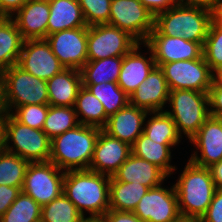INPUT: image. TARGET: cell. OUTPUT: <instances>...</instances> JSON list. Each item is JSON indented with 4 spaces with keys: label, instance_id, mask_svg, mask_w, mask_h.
Instances as JSON below:
<instances>
[{
    "label": "cell",
    "instance_id": "6da1fadb",
    "mask_svg": "<svg viewBox=\"0 0 222 222\" xmlns=\"http://www.w3.org/2000/svg\"><path fill=\"white\" fill-rule=\"evenodd\" d=\"M110 176L89 169L66 171L63 193L78 211L90 213V218L102 217L109 210ZM85 210V212H84Z\"/></svg>",
    "mask_w": 222,
    "mask_h": 222
},
{
    "label": "cell",
    "instance_id": "7a4b0ae2",
    "mask_svg": "<svg viewBox=\"0 0 222 222\" xmlns=\"http://www.w3.org/2000/svg\"><path fill=\"white\" fill-rule=\"evenodd\" d=\"M215 11L176 3L155 16L154 29L150 35L183 37L187 41L204 46Z\"/></svg>",
    "mask_w": 222,
    "mask_h": 222
},
{
    "label": "cell",
    "instance_id": "3957f363",
    "mask_svg": "<svg viewBox=\"0 0 222 222\" xmlns=\"http://www.w3.org/2000/svg\"><path fill=\"white\" fill-rule=\"evenodd\" d=\"M102 129L79 124L51 140L49 161L60 170H87L93 158L94 147Z\"/></svg>",
    "mask_w": 222,
    "mask_h": 222
},
{
    "label": "cell",
    "instance_id": "277c9868",
    "mask_svg": "<svg viewBox=\"0 0 222 222\" xmlns=\"http://www.w3.org/2000/svg\"><path fill=\"white\" fill-rule=\"evenodd\" d=\"M182 217L201 219L209 207L216 187L209 168L188 160L174 184Z\"/></svg>",
    "mask_w": 222,
    "mask_h": 222
},
{
    "label": "cell",
    "instance_id": "5b68a950",
    "mask_svg": "<svg viewBox=\"0 0 222 222\" xmlns=\"http://www.w3.org/2000/svg\"><path fill=\"white\" fill-rule=\"evenodd\" d=\"M170 110H165L176 124L179 135L182 132L189 141L210 117L208 92L193 90H172L169 92Z\"/></svg>",
    "mask_w": 222,
    "mask_h": 222
},
{
    "label": "cell",
    "instance_id": "8992f818",
    "mask_svg": "<svg viewBox=\"0 0 222 222\" xmlns=\"http://www.w3.org/2000/svg\"><path fill=\"white\" fill-rule=\"evenodd\" d=\"M4 149L29 162H45L50 159L51 139L43 130L28 127L5 112Z\"/></svg>",
    "mask_w": 222,
    "mask_h": 222
},
{
    "label": "cell",
    "instance_id": "52a82bcc",
    "mask_svg": "<svg viewBox=\"0 0 222 222\" xmlns=\"http://www.w3.org/2000/svg\"><path fill=\"white\" fill-rule=\"evenodd\" d=\"M3 73L7 113L22 105L49 104L46 80L31 75L18 65L9 67Z\"/></svg>",
    "mask_w": 222,
    "mask_h": 222
},
{
    "label": "cell",
    "instance_id": "ba28073f",
    "mask_svg": "<svg viewBox=\"0 0 222 222\" xmlns=\"http://www.w3.org/2000/svg\"><path fill=\"white\" fill-rule=\"evenodd\" d=\"M156 66L162 70L170 91L209 92L215 78L204 56L199 59L156 64Z\"/></svg>",
    "mask_w": 222,
    "mask_h": 222
},
{
    "label": "cell",
    "instance_id": "9c48e42d",
    "mask_svg": "<svg viewBox=\"0 0 222 222\" xmlns=\"http://www.w3.org/2000/svg\"><path fill=\"white\" fill-rule=\"evenodd\" d=\"M139 42L128 32L109 24L87 27V60L123 57Z\"/></svg>",
    "mask_w": 222,
    "mask_h": 222
},
{
    "label": "cell",
    "instance_id": "30bf717a",
    "mask_svg": "<svg viewBox=\"0 0 222 222\" xmlns=\"http://www.w3.org/2000/svg\"><path fill=\"white\" fill-rule=\"evenodd\" d=\"M64 174L65 171L51 161L30 162L22 192L42 207L63 193Z\"/></svg>",
    "mask_w": 222,
    "mask_h": 222
},
{
    "label": "cell",
    "instance_id": "8fae6325",
    "mask_svg": "<svg viewBox=\"0 0 222 222\" xmlns=\"http://www.w3.org/2000/svg\"><path fill=\"white\" fill-rule=\"evenodd\" d=\"M154 15L139 0H112L108 24L145 43L154 29Z\"/></svg>",
    "mask_w": 222,
    "mask_h": 222
},
{
    "label": "cell",
    "instance_id": "7c38bea8",
    "mask_svg": "<svg viewBox=\"0 0 222 222\" xmlns=\"http://www.w3.org/2000/svg\"><path fill=\"white\" fill-rule=\"evenodd\" d=\"M143 222H174L181 217L174 185L150 188L133 211Z\"/></svg>",
    "mask_w": 222,
    "mask_h": 222
},
{
    "label": "cell",
    "instance_id": "4fadbf2b",
    "mask_svg": "<svg viewBox=\"0 0 222 222\" xmlns=\"http://www.w3.org/2000/svg\"><path fill=\"white\" fill-rule=\"evenodd\" d=\"M17 65L46 81L65 69L46 39L24 40Z\"/></svg>",
    "mask_w": 222,
    "mask_h": 222
},
{
    "label": "cell",
    "instance_id": "5bb4252c",
    "mask_svg": "<svg viewBox=\"0 0 222 222\" xmlns=\"http://www.w3.org/2000/svg\"><path fill=\"white\" fill-rule=\"evenodd\" d=\"M52 52L65 69L80 70L87 60V27L66 29L48 35Z\"/></svg>",
    "mask_w": 222,
    "mask_h": 222
},
{
    "label": "cell",
    "instance_id": "9a60e30c",
    "mask_svg": "<svg viewBox=\"0 0 222 222\" xmlns=\"http://www.w3.org/2000/svg\"><path fill=\"white\" fill-rule=\"evenodd\" d=\"M197 150L189 161L199 167H210L222 160V118L210 117L200 127L197 134L189 141Z\"/></svg>",
    "mask_w": 222,
    "mask_h": 222
},
{
    "label": "cell",
    "instance_id": "2e32d148",
    "mask_svg": "<svg viewBox=\"0 0 222 222\" xmlns=\"http://www.w3.org/2000/svg\"><path fill=\"white\" fill-rule=\"evenodd\" d=\"M132 153L128 143L100 131L89 170L112 177Z\"/></svg>",
    "mask_w": 222,
    "mask_h": 222
},
{
    "label": "cell",
    "instance_id": "e0dca14e",
    "mask_svg": "<svg viewBox=\"0 0 222 222\" xmlns=\"http://www.w3.org/2000/svg\"><path fill=\"white\" fill-rule=\"evenodd\" d=\"M145 44L152 50L155 64L193 60L203 56L200 43L187 41L183 37L149 35Z\"/></svg>",
    "mask_w": 222,
    "mask_h": 222
},
{
    "label": "cell",
    "instance_id": "ac0fdd59",
    "mask_svg": "<svg viewBox=\"0 0 222 222\" xmlns=\"http://www.w3.org/2000/svg\"><path fill=\"white\" fill-rule=\"evenodd\" d=\"M169 88L162 70L155 66L139 87L129 96L130 104L148 113L164 111L169 99Z\"/></svg>",
    "mask_w": 222,
    "mask_h": 222
},
{
    "label": "cell",
    "instance_id": "d6986e66",
    "mask_svg": "<svg viewBox=\"0 0 222 222\" xmlns=\"http://www.w3.org/2000/svg\"><path fill=\"white\" fill-rule=\"evenodd\" d=\"M147 115L150 113L129 103L110 116L102 130L109 136L132 146L143 133L144 127L142 126H144Z\"/></svg>",
    "mask_w": 222,
    "mask_h": 222
},
{
    "label": "cell",
    "instance_id": "ffe728a7",
    "mask_svg": "<svg viewBox=\"0 0 222 222\" xmlns=\"http://www.w3.org/2000/svg\"><path fill=\"white\" fill-rule=\"evenodd\" d=\"M141 45L143 44H137L129 53L123 56L117 84L128 96L146 80L148 74L156 66L152 50L144 43L151 54L147 58L138 51L141 49Z\"/></svg>",
    "mask_w": 222,
    "mask_h": 222
},
{
    "label": "cell",
    "instance_id": "44dd1931",
    "mask_svg": "<svg viewBox=\"0 0 222 222\" xmlns=\"http://www.w3.org/2000/svg\"><path fill=\"white\" fill-rule=\"evenodd\" d=\"M50 16L49 2L27 1L11 18L24 40L46 39Z\"/></svg>",
    "mask_w": 222,
    "mask_h": 222
},
{
    "label": "cell",
    "instance_id": "7402d4cb",
    "mask_svg": "<svg viewBox=\"0 0 222 222\" xmlns=\"http://www.w3.org/2000/svg\"><path fill=\"white\" fill-rule=\"evenodd\" d=\"M116 181L135 183L145 185L148 188H154L166 180L168 176L157 165L146 161L145 159L129 155L127 160L119 167L118 171L112 176Z\"/></svg>",
    "mask_w": 222,
    "mask_h": 222
},
{
    "label": "cell",
    "instance_id": "603a6c76",
    "mask_svg": "<svg viewBox=\"0 0 222 222\" xmlns=\"http://www.w3.org/2000/svg\"><path fill=\"white\" fill-rule=\"evenodd\" d=\"M82 87L80 70L64 69L47 81L49 105L72 107Z\"/></svg>",
    "mask_w": 222,
    "mask_h": 222
},
{
    "label": "cell",
    "instance_id": "cb8c5ba5",
    "mask_svg": "<svg viewBox=\"0 0 222 222\" xmlns=\"http://www.w3.org/2000/svg\"><path fill=\"white\" fill-rule=\"evenodd\" d=\"M49 7L47 36L66 29L88 27L78 0H54L49 2Z\"/></svg>",
    "mask_w": 222,
    "mask_h": 222
},
{
    "label": "cell",
    "instance_id": "d4e9b609",
    "mask_svg": "<svg viewBox=\"0 0 222 222\" xmlns=\"http://www.w3.org/2000/svg\"><path fill=\"white\" fill-rule=\"evenodd\" d=\"M24 39L11 17H0V70L17 65Z\"/></svg>",
    "mask_w": 222,
    "mask_h": 222
},
{
    "label": "cell",
    "instance_id": "484cf974",
    "mask_svg": "<svg viewBox=\"0 0 222 222\" xmlns=\"http://www.w3.org/2000/svg\"><path fill=\"white\" fill-rule=\"evenodd\" d=\"M177 144H159L142 133L131 146L132 153L146 161L157 165L168 176L177 168L171 163V148Z\"/></svg>",
    "mask_w": 222,
    "mask_h": 222
},
{
    "label": "cell",
    "instance_id": "4316f807",
    "mask_svg": "<svg viewBox=\"0 0 222 222\" xmlns=\"http://www.w3.org/2000/svg\"><path fill=\"white\" fill-rule=\"evenodd\" d=\"M149 189L145 185L116 181L110 177L109 209L133 212Z\"/></svg>",
    "mask_w": 222,
    "mask_h": 222
},
{
    "label": "cell",
    "instance_id": "83f0119b",
    "mask_svg": "<svg viewBox=\"0 0 222 222\" xmlns=\"http://www.w3.org/2000/svg\"><path fill=\"white\" fill-rule=\"evenodd\" d=\"M74 109L79 124L100 129H103L107 124L108 117L105 114V109L101 101L84 86H82L78 92ZM79 116L81 118H79Z\"/></svg>",
    "mask_w": 222,
    "mask_h": 222
},
{
    "label": "cell",
    "instance_id": "f1b7e54d",
    "mask_svg": "<svg viewBox=\"0 0 222 222\" xmlns=\"http://www.w3.org/2000/svg\"><path fill=\"white\" fill-rule=\"evenodd\" d=\"M123 57H109L101 60L87 61L80 69L82 84H100L117 82Z\"/></svg>",
    "mask_w": 222,
    "mask_h": 222
},
{
    "label": "cell",
    "instance_id": "f546056e",
    "mask_svg": "<svg viewBox=\"0 0 222 222\" xmlns=\"http://www.w3.org/2000/svg\"><path fill=\"white\" fill-rule=\"evenodd\" d=\"M152 114L147 123H144L143 133L159 144H179L182 137L171 116L165 110L150 112Z\"/></svg>",
    "mask_w": 222,
    "mask_h": 222
},
{
    "label": "cell",
    "instance_id": "4dcf8cb0",
    "mask_svg": "<svg viewBox=\"0 0 222 222\" xmlns=\"http://www.w3.org/2000/svg\"><path fill=\"white\" fill-rule=\"evenodd\" d=\"M98 98L109 118L130 103V97L119 87L117 82L100 84H82Z\"/></svg>",
    "mask_w": 222,
    "mask_h": 222
},
{
    "label": "cell",
    "instance_id": "1f68e13d",
    "mask_svg": "<svg viewBox=\"0 0 222 222\" xmlns=\"http://www.w3.org/2000/svg\"><path fill=\"white\" fill-rule=\"evenodd\" d=\"M29 161L6 151H0V186L19 187L22 190Z\"/></svg>",
    "mask_w": 222,
    "mask_h": 222
},
{
    "label": "cell",
    "instance_id": "d6a6232c",
    "mask_svg": "<svg viewBox=\"0 0 222 222\" xmlns=\"http://www.w3.org/2000/svg\"><path fill=\"white\" fill-rule=\"evenodd\" d=\"M79 125L74 106H49L42 130L52 140L54 137Z\"/></svg>",
    "mask_w": 222,
    "mask_h": 222
},
{
    "label": "cell",
    "instance_id": "836d02e7",
    "mask_svg": "<svg viewBox=\"0 0 222 222\" xmlns=\"http://www.w3.org/2000/svg\"><path fill=\"white\" fill-rule=\"evenodd\" d=\"M84 216L62 193L48 204L42 206L41 222H82Z\"/></svg>",
    "mask_w": 222,
    "mask_h": 222
},
{
    "label": "cell",
    "instance_id": "e575fe53",
    "mask_svg": "<svg viewBox=\"0 0 222 222\" xmlns=\"http://www.w3.org/2000/svg\"><path fill=\"white\" fill-rule=\"evenodd\" d=\"M41 209L31 196L21 192L0 218V222H39Z\"/></svg>",
    "mask_w": 222,
    "mask_h": 222
},
{
    "label": "cell",
    "instance_id": "d590c367",
    "mask_svg": "<svg viewBox=\"0 0 222 222\" xmlns=\"http://www.w3.org/2000/svg\"><path fill=\"white\" fill-rule=\"evenodd\" d=\"M203 56L214 74L222 69V23L216 17L210 24Z\"/></svg>",
    "mask_w": 222,
    "mask_h": 222
},
{
    "label": "cell",
    "instance_id": "8d00e7d4",
    "mask_svg": "<svg viewBox=\"0 0 222 222\" xmlns=\"http://www.w3.org/2000/svg\"><path fill=\"white\" fill-rule=\"evenodd\" d=\"M49 104H29L16 107L10 113L20 123L42 130L48 113ZM15 112V113H14Z\"/></svg>",
    "mask_w": 222,
    "mask_h": 222
},
{
    "label": "cell",
    "instance_id": "74e56055",
    "mask_svg": "<svg viewBox=\"0 0 222 222\" xmlns=\"http://www.w3.org/2000/svg\"><path fill=\"white\" fill-rule=\"evenodd\" d=\"M112 0H78L87 26L108 24Z\"/></svg>",
    "mask_w": 222,
    "mask_h": 222
},
{
    "label": "cell",
    "instance_id": "f35d334b",
    "mask_svg": "<svg viewBox=\"0 0 222 222\" xmlns=\"http://www.w3.org/2000/svg\"><path fill=\"white\" fill-rule=\"evenodd\" d=\"M210 115L222 118V84L214 78L208 92Z\"/></svg>",
    "mask_w": 222,
    "mask_h": 222
},
{
    "label": "cell",
    "instance_id": "ab89813d",
    "mask_svg": "<svg viewBox=\"0 0 222 222\" xmlns=\"http://www.w3.org/2000/svg\"><path fill=\"white\" fill-rule=\"evenodd\" d=\"M201 222H222V189H216L206 213Z\"/></svg>",
    "mask_w": 222,
    "mask_h": 222
},
{
    "label": "cell",
    "instance_id": "60d3db41",
    "mask_svg": "<svg viewBox=\"0 0 222 222\" xmlns=\"http://www.w3.org/2000/svg\"><path fill=\"white\" fill-rule=\"evenodd\" d=\"M22 192L19 187L0 186V218Z\"/></svg>",
    "mask_w": 222,
    "mask_h": 222
},
{
    "label": "cell",
    "instance_id": "b9f144b4",
    "mask_svg": "<svg viewBox=\"0 0 222 222\" xmlns=\"http://www.w3.org/2000/svg\"><path fill=\"white\" fill-rule=\"evenodd\" d=\"M105 222H143L133 212L109 209L103 216Z\"/></svg>",
    "mask_w": 222,
    "mask_h": 222
},
{
    "label": "cell",
    "instance_id": "7bdbcfd3",
    "mask_svg": "<svg viewBox=\"0 0 222 222\" xmlns=\"http://www.w3.org/2000/svg\"><path fill=\"white\" fill-rule=\"evenodd\" d=\"M153 15L154 17L169 8L173 7L177 2L176 0H139Z\"/></svg>",
    "mask_w": 222,
    "mask_h": 222
},
{
    "label": "cell",
    "instance_id": "ee69618b",
    "mask_svg": "<svg viewBox=\"0 0 222 222\" xmlns=\"http://www.w3.org/2000/svg\"><path fill=\"white\" fill-rule=\"evenodd\" d=\"M29 0H0V17L13 16Z\"/></svg>",
    "mask_w": 222,
    "mask_h": 222
},
{
    "label": "cell",
    "instance_id": "f6af8a7d",
    "mask_svg": "<svg viewBox=\"0 0 222 222\" xmlns=\"http://www.w3.org/2000/svg\"><path fill=\"white\" fill-rule=\"evenodd\" d=\"M176 2L187 6L203 7L216 12L222 0H176Z\"/></svg>",
    "mask_w": 222,
    "mask_h": 222
},
{
    "label": "cell",
    "instance_id": "bcb514c9",
    "mask_svg": "<svg viewBox=\"0 0 222 222\" xmlns=\"http://www.w3.org/2000/svg\"><path fill=\"white\" fill-rule=\"evenodd\" d=\"M216 189H222V160L208 167Z\"/></svg>",
    "mask_w": 222,
    "mask_h": 222
},
{
    "label": "cell",
    "instance_id": "7dc6e473",
    "mask_svg": "<svg viewBox=\"0 0 222 222\" xmlns=\"http://www.w3.org/2000/svg\"><path fill=\"white\" fill-rule=\"evenodd\" d=\"M6 112L5 98V77L3 71L0 70V113Z\"/></svg>",
    "mask_w": 222,
    "mask_h": 222
},
{
    "label": "cell",
    "instance_id": "c3c4849f",
    "mask_svg": "<svg viewBox=\"0 0 222 222\" xmlns=\"http://www.w3.org/2000/svg\"><path fill=\"white\" fill-rule=\"evenodd\" d=\"M4 150V113H0V151Z\"/></svg>",
    "mask_w": 222,
    "mask_h": 222
},
{
    "label": "cell",
    "instance_id": "681fc988",
    "mask_svg": "<svg viewBox=\"0 0 222 222\" xmlns=\"http://www.w3.org/2000/svg\"><path fill=\"white\" fill-rule=\"evenodd\" d=\"M174 222H201L200 219L190 218V217H180L178 220Z\"/></svg>",
    "mask_w": 222,
    "mask_h": 222
},
{
    "label": "cell",
    "instance_id": "f907efd6",
    "mask_svg": "<svg viewBox=\"0 0 222 222\" xmlns=\"http://www.w3.org/2000/svg\"><path fill=\"white\" fill-rule=\"evenodd\" d=\"M82 222H105L102 217H85Z\"/></svg>",
    "mask_w": 222,
    "mask_h": 222
},
{
    "label": "cell",
    "instance_id": "816d5d0a",
    "mask_svg": "<svg viewBox=\"0 0 222 222\" xmlns=\"http://www.w3.org/2000/svg\"><path fill=\"white\" fill-rule=\"evenodd\" d=\"M215 78L222 84V69L215 74Z\"/></svg>",
    "mask_w": 222,
    "mask_h": 222
},
{
    "label": "cell",
    "instance_id": "f5cc1de1",
    "mask_svg": "<svg viewBox=\"0 0 222 222\" xmlns=\"http://www.w3.org/2000/svg\"><path fill=\"white\" fill-rule=\"evenodd\" d=\"M215 14H222V3L219 6V8L217 9V11L215 12Z\"/></svg>",
    "mask_w": 222,
    "mask_h": 222
},
{
    "label": "cell",
    "instance_id": "db71d44e",
    "mask_svg": "<svg viewBox=\"0 0 222 222\" xmlns=\"http://www.w3.org/2000/svg\"><path fill=\"white\" fill-rule=\"evenodd\" d=\"M215 17L222 23V14H215Z\"/></svg>",
    "mask_w": 222,
    "mask_h": 222
},
{
    "label": "cell",
    "instance_id": "11a10c76",
    "mask_svg": "<svg viewBox=\"0 0 222 222\" xmlns=\"http://www.w3.org/2000/svg\"><path fill=\"white\" fill-rule=\"evenodd\" d=\"M40 1L52 2V1H54V0H40Z\"/></svg>",
    "mask_w": 222,
    "mask_h": 222
}]
</instances>
